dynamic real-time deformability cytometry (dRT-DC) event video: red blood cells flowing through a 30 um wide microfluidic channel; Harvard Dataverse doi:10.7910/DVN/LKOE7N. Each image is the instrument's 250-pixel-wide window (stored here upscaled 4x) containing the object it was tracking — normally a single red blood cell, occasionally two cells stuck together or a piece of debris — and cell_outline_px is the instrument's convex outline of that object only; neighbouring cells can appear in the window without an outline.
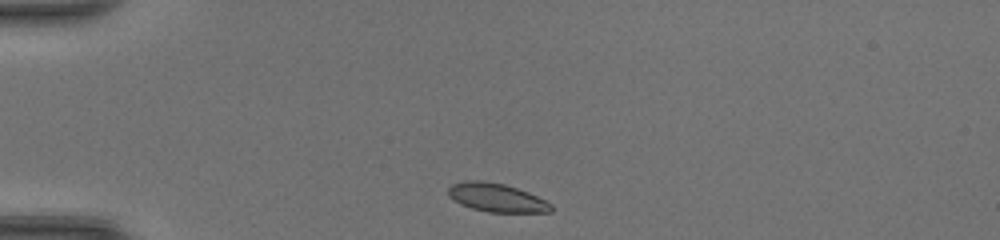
{"species": "common noctule bat (a hibernating species)", "species_latin": "Nyctalus noctula", "temperature_condition": "room temperature", "stored_images_in_passage": 29, "camera_frame_rate_fps": 3000, "um_per_image_px": 0.085, "animal": {"sex": "female", "body_mass_g": 20.0, "forearm_length_mm": 54.0}, "frame": {"image": 1, "passage_image": 1, "time_ms": 0.0, "image_size_px": [1000, 240], "cell_outline_px": [[552, 212], [488, 212], [472, 208], [460, 204], [448, 196], [448, 188], [452, 184], [464, 180], [480, 180], [504, 184], [528, 192], [552, 204]], "centroid_in_image_um": [42.18, 16.79], "position_along_channel_um": 42.8, "area_um2": 17.05}}
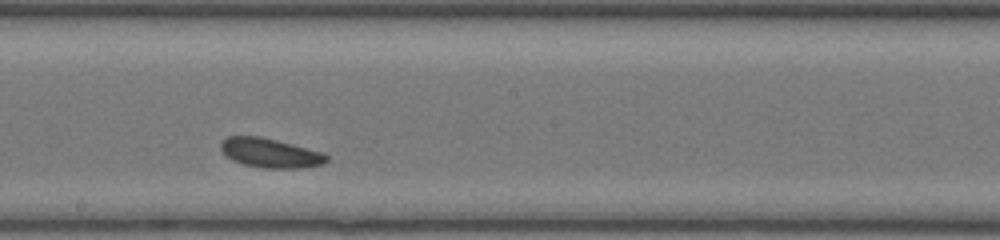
{"frame": {"image": 2, "passage_image": 17, "time_ms": 5.333, "image_size_px": [1000, 240], "cell_outline_px": [[328, 160], [324, 164], [304, 168], [264, 168], [244, 164], [232, 160], [220, 148], [220, 144], [228, 136], [260, 136], [276, 140], [320, 152], [328, 156]], "centroid_in_image_um": [22.97, 13.01], "position_along_channel_um": 225.2, "area_um2": 17.8}}
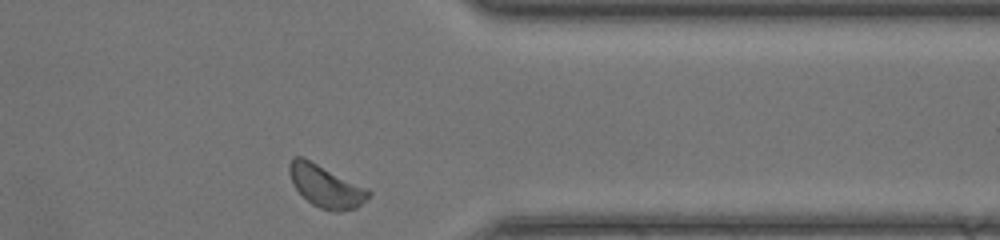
{"frame": {"image": 3, "passage_image": 29, "time_ms": 9.333, "image_size_px": [1000, 240], "cell_outline_px": [[372, 192], [356, 208], [340, 212], [332, 212], [320, 208], [312, 204], [292, 184], [288, 172], [288, 164], [292, 156], [300, 156], [368, 188]], "centroid_in_image_um": [27.67, 15.83], "position_along_channel_um": 383.7, "area_um2": 19.31}, "authors_computed_cell_mechanics": {"area_um2": 17.6868, "velocity_mm_per_s": 4.1239, "shape_relaxation_time_tau1_ms": 5.9829, "shape_relaxation_time_tau2_ms": null, "deformation_change_tau1": 0.1718, "deformation_change_tau2": null}}